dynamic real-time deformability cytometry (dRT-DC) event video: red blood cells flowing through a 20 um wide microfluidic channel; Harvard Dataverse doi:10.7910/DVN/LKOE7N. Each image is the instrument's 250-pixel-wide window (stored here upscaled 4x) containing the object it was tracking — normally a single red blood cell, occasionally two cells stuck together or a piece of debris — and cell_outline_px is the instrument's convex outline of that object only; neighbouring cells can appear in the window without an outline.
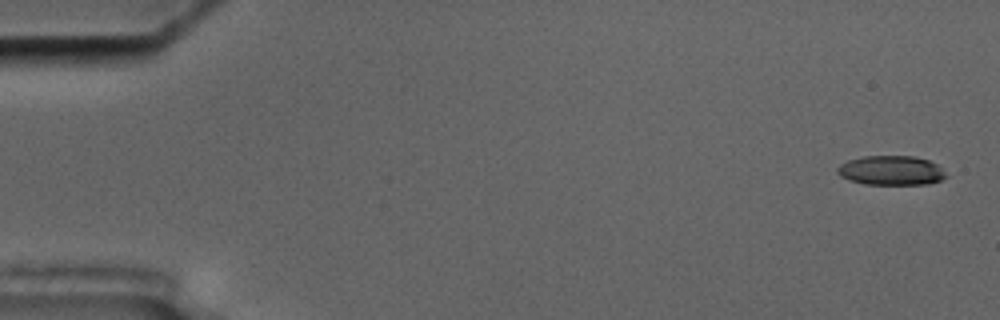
{"species": "common noctule bat (a hibernating species)", "species_latin": "Nyctalus noctula", "temperature_condition": "cold", "stored_images_in_passage": 6, "camera_frame_rate_fps": 3000, "um_per_image_px": 0.085, "animal": {"sex": "male", "body_mass_g": 17.5, "forearm_length_mm": 52.3}, "frame": {"image": 1, "passage_image": 1, "time_ms": 0.0, "image_size_px": [1000, 320], "cell_outline_px": [[948, 176], [940, 180], [928, 184], [864, 184], [848, 180], [840, 176], [836, 172], [836, 168], [840, 164], [848, 160], [864, 156], [916, 156], [928, 160], [936, 164]], "centroid_in_image_um": [75.71, 14.49], "position_along_channel_um": 9.3, "area_um2": 18.67}}
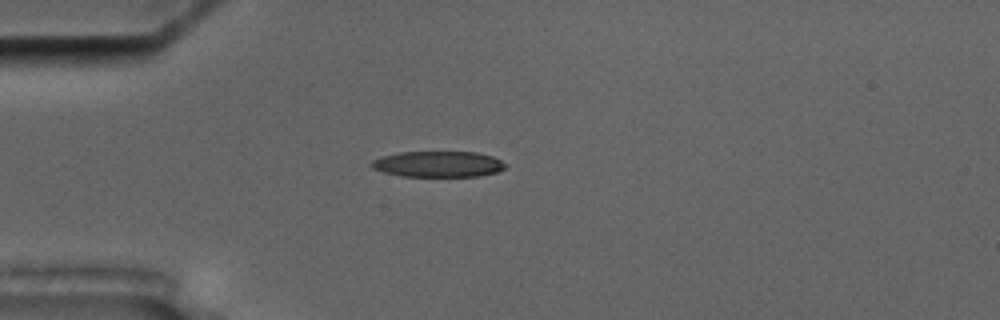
{"frame": {"image": 2, "passage_image": 5, "time_ms": 4.667, "image_size_px": [1000, 320], "cell_outline_px": [[508, 164], [504, 168], [496, 172], [480, 176], [404, 176], [384, 172], [372, 168], [368, 164], [372, 160], [380, 156], [400, 152], [476, 152], [492, 156]], "centroid_in_image_um": [37.22, 13.94], "position_along_channel_um": 47.8, "area_um2": 20.23}}